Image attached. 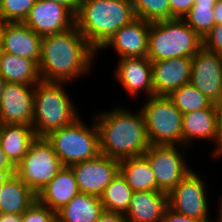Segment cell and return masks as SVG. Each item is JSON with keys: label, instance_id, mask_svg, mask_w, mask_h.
<instances>
[{"label": "cell", "instance_id": "39", "mask_svg": "<svg viewBox=\"0 0 222 222\" xmlns=\"http://www.w3.org/2000/svg\"><path fill=\"white\" fill-rule=\"evenodd\" d=\"M215 113L218 119V125L222 132V91L220 92L217 99L213 102Z\"/></svg>", "mask_w": 222, "mask_h": 222}, {"label": "cell", "instance_id": "34", "mask_svg": "<svg viewBox=\"0 0 222 222\" xmlns=\"http://www.w3.org/2000/svg\"><path fill=\"white\" fill-rule=\"evenodd\" d=\"M170 19H182L194 5V0H169Z\"/></svg>", "mask_w": 222, "mask_h": 222}, {"label": "cell", "instance_id": "16", "mask_svg": "<svg viewBox=\"0 0 222 222\" xmlns=\"http://www.w3.org/2000/svg\"><path fill=\"white\" fill-rule=\"evenodd\" d=\"M114 68L116 80L134 99L141 93L147 98L154 95L152 63L148 57L121 58Z\"/></svg>", "mask_w": 222, "mask_h": 222}, {"label": "cell", "instance_id": "8", "mask_svg": "<svg viewBox=\"0 0 222 222\" xmlns=\"http://www.w3.org/2000/svg\"><path fill=\"white\" fill-rule=\"evenodd\" d=\"M64 168L45 137H36L16 166V175L36 195Z\"/></svg>", "mask_w": 222, "mask_h": 222}, {"label": "cell", "instance_id": "33", "mask_svg": "<svg viewBox=\"0 0 222 222\" xmlns=\"http://www.w3.org/2000/svg\"><path fill=\"white\" fill-rule=\"evenodd\" d=\"M203 46L222 55V24L215 25L203 39Z\"/></svg>", "mask_w": 222, "mask_h": 222}, {"label": "cell", "instance_id": "27", "mask_svg": "<svg viewBox=\"0 0 222 222\" xmlns=\"http://www.w3.org/2000/svg\"><path fill=\"white\" fill-rule=\"evenodd\" d=\"M133 190L120 173L108 184L101 198L104 210L125 214L132 199Z\"/></svg>", "mask_w": 222, "mask_h": 222}, {"label": "cell", "instance_id": "41", "mask_svg": "<svg viewBox=\"0 0 222 222\" xmlns=\"http://www.w3.org/2000/svg\"><path fill=\"white\" fill-rule=\"evenodd\" d=\"M215 25L222 24V0H218L214 6Z\"/></svg>", "mask_w": 222, "mask_h": 222}, {"label": "cell", "instance_id": "30", "mask_svg": "<svg viewBox=\"0 0 222 222\" xmlns=\"http://www.w3.org/2000/svg\"><path fill=\"white\" fill-rule=\"evenodd\" d=\"M136 18L156 22L170 20L169 0H131Z\"/></svg>", "mask_w": 222, "mask_h": 222}, {"label": "cell", "instance_id": "14", "mask_svg": "<svg viewBox=\"0 0 222 222\" xmlns=\"http://www.w3.org/2000/svg\"><path fill=\"white\" fill-rule=\"evenodd\" d=\"M213 142L211 157L222 158V132L214 108L200 109L183 114L182 146L190 147L196 140Z\"/></svg>", "mask_w": 222, "mask_h": 222}, {"label": "cell", "instance_id": "13", "mask_svg": "<svg viewBox=\"0 0 222 222\" xmlns=\"http://www.w3.org/2000/svg\"><path fill=\"white\" fill-rule=\"evenodd\" d=\"M35 85L5 82L0 98V125L32 126Z\"/></svg>", "mask_w": 222, "mask_h": 222}, {"label": "cell", "instance_id": "15", "mask_svg": "<svg viewBox=\"0 0 222 222\" xmlns=\"http://www.w3.org/2000/svg\"><path fill=\"white\" fill-rule=\"evenodd\" d=\"M191 59L190 84L214 102L222 91V55L203 46Z\"/></svg>", "mask_w": 222, "mask_h": 222}, {"label": "cell", "instance_id": "45", "mask_svg": "<svg viewBox=\"0 0 222 222\" xmlns=\"http://www.w3.org/2000/svg\"><path fill=\"white\" fill-rule=\"evenodd\" d=\"M4 178H0V194L3 188Z\"/></svg>", "mask_w": 222, "mask_h": 222}, {"label": "cell", "instance_id": "24", "mask_svg": "<svg viewBox=\"0 0 222 222\" xmlns=\"http://www.w3.org/2000/svg\"><path fill=\"white\" fill-rule=\"evenodd\" d=\"M119 173L126 183L136 191H158V185L149 160L144 156H135L121 160Z\"/></svg>", "mask_w": 222, "mask_h": 222}, {"label": "cell", "instance_id": "6", "mask_svg": "<svg viewBox=\"0 0 222 222\" xmlns=\"http://www.w3.org/2000/svg\"><path fill=\"white\" fill-rule=\"evenodd\" d=\"M81 117L45 136L64 167L92 160L101 154L99 131L94 118L91 119L92 125L88 126Z\"/></svg>", "mask_w": 222, "mask_h": 222}, {"label": "cell", "instance_id": "4", "mask_svg": "<svg viewBox=\"0 0 222 222\" xmlns=\"http://www.w3.org/2000/svg\"><path fill=\"white\" fill-rule=\"evenodd\" d=\"M66 84L69 83L40 81L35 85L32 127L37 137H45L81 116Z\"/></svg>", "mask_w": 222, "mask_h": 222}, {"label": "cell", "instance_id": "38", "mask_svg": "<svg viewBox=\"0 0 222 222\" xmlns=\"http://www.w3.org/2000/svg\"><path fill=\"white\" fill-rule=\"evenodd\" d=\"M52 2H57L67 8H69L75 15L78 12L80 6V0H48Z\"/></svg>", "mask_w": 222, "mask_h": 222}, {"label": "cell", "instance_id": "43", "mask_svg": "<svg viewBox=\"0 0 222 222\" xmlns=\"http://www.w3.org/2000/svg\"><path fill=\"white\" fill-rule=\"evenodd\" d=\"M5 25H6V22L0 18V48H2V44H3V35H4Z\"/></svg>", "mask_w": 222, "mask_h": 222}, {"label": "cell", "instance_id": "11", "mask_svg": "<svg viewBox=\"0 0 222 222\" xmlns=\"http://www.w3.org/2000/svg\"><path fill=\"white\" fill-rule=\"evenodd\" d=\"M120 161L100 154L71 165L80 193L101 197L108 184L119 174Z\"/></svg>", "mask_w": 222, "mask_h": 222}, {"label": "cell", "instance_id": "3", "mask_svg": "<svg viewBox=\"0 0 222 222\" xmlns=\"http://www.w3.org/2000/svg\"><path fill=\"white\" fill-rule=\"evenodd\" d=\"M134 19L131 0H80L75 25L98 52L120 28Z\"/></svg>", "mask_w": 222, "mask_h": 222}, {"label": "cell", "instance_id": "21", "mask_svg": "<svg viewBox=\"0 0 222 222\" xmlns=\"http://www.w3.org/2000/svg\"><path fill=\"white\" fill-rule=\"evenodd\" d=\"M167 206L163 191H136L124 216L127 222H160Z\"/></svg>", "mask_w": 222, "mask_h": 222}, {"label": "cell", "instance_id": "10", "mask_svg": "<svg viewBox=\"0 0 222 222\" xmlns=\"http://www.w3.org/2000/svg\"><path fill=\"white\" fill-rule=\"evenodd\" d=\"M193 169L167 194L168 207L188 217L210 220L208 187Z\"/></svg>", "mask_w": 222, "mask_h": 222}, {"label": "cell", "instance_id": "26", "mask_svg": "<svg viewBox=\"0 0 222 222\" xmlns=\"http://www.w3.org/2000/svg\"><path fill=\"white\" fill-rule=\"evenodd\" d=\"M103 211L100 197L79 193L57 212V220L59 222H96Z\"/></svg>", "mask_w": 222, "mask_h": 222}, {"label": "cell", "instance_id": "28", "mask_svg": "<svg viewBox=\"0 0 222 222\" xmlns=\"http://www.w3.org/2000/svg\"><path fill=\"white\" fill-rule=\"evenodd\" d=\"M218 0H194V5L182 18L202 39L215 26L214 6Z\"/></svg>", "mask_w": 222, "mask_h": 222}, {"label": "cell", "instance_id": "5", "mask_svg": "<svg viewBox=\"0 0 222 222\" xmlns=\"http://www.w3.org/2000/svg\"><path fill=\"white\" fill-rule=\"evenodd\" d=\"M203 47V39L183 20L150 22L147 57L151 62L192 58Z\"/></svg>", "mask_w": 222, "mask_h": 222}, {"label": "cell", "instance_id": "19", "mask_svg": "<svg viewBox=\"0 0 222 222\" xmlns=\"http://www.w3.org/2000/svg\"><path fill=\"white\" fill-rule=\"evenodd\" d=\"M42 36L23 22H6L2 51L33 60L37 65L41 56Z\"/></svg>", "mask_w": 222, "mask_h": 222}, {"label": "cell", "instance_id": "18", "mask_svg": "<svg viewBox=\"0 0 222 222\" xmlns=\"http://www.w3.org/2000/svg\"><path fill=\"white\" fill-rule=\"evenodd\" d=\"M151 63L154 95L168 96L182 85L190 83L192 65L190 57H178Z\"/></svg>", "mask_w": 222, "mask_h": 222}, {"label": "cell", "instance_id": "32", "mask_svg": "<svg viewBox=\"0 0 222 222\" xmlns=\"http://www.w3.org/2000/svg\"><path fill=\"white\" fill-rule=\"evenodd\" d=\"M57 213L36 201L23 214L21 222H56Z\"/></svg>", "mask_w": 222, "mask_h": 222}, {"label": "cell", "instance_id": "22", "mask_svg": "<svg viewBox=\"0 0 222 222\" xmlns=\"http://www.w3.org/2000/svg\"><path fill=\"white\" fill-rule=\"evenodd\" d=\"M36 137L33 127L30 125H0V145L15 167L21 162Z\"/></svg>", "mask_w": 222, "mask_h": 222}, {"label": "cell", "instance_id": "40", "mask_svg": "<svg viewBox=\"0 0 222 222\" xmlns=\"http://www.w3.org/2000/svg\"><path fill=\"white\" fill-rule=\"evenodd\" d=\"M22 214L0 213V222H21Z\"/></svg>", "mask_w": 222, "mask_h": 222}, {"label": "cell", "instance_id": "1", "mask_svg": "<svg viewBox=\"0 0 222 222\" xmlns=\"http://www.w3.org/2000/svg\"><path fill=\"white\" fill-rule=\"evenodd\" d=\"M98 55L76 25L67 31L43 36L38 63L41 81L71 84L74 79L89 75L90 70L93 72Z\"/></svg>", "mask_w": 222, "mask_h": 222}, {"label": "cell", "instance_id": "23", "mask_svg": "<svg viewBox=\"0 0 222 222\" xmlns=\"http://www.w3.org/2000/svg\"><path fill=\"white\" fill-rule=\"evenodd\" d=\"M37 201V195L16 175L4 177L0 213L23 214Z\"/></svg>", "mask_w": 222, "mask_h": 222}, {"label": "cell", "instance_id": "31", "mask_svg": "<svg viewBox=\"0 0 222 222\" xmlns=\"http://www.w3.org/2000/svg\"><path fill=\"white\" fill-rule=\"evenodd\" d=\"M36 0H1L0 18L5 22H24Z\"/></svg>", "mask_w": 222, "mask_h": 222}, {"label": "cell", "instance_id": "20", "mask_svg": "<svg viewBox=\"0 0 222 222\" xmlns=\"http://www.w3.org/2000/svg\"><path fill=\"white\" fill-rule=\"evenodd\" d=\"M79 193L72 169L64 167L37 194V201L57 213Z\"/></svg>", "mask_w": 222, "mask_h": 222}, {"label": "cell", "instance_id": "9", "mask_svg": "<svg viewBox=\"0 0 222 222\" xmlns=\"http://www.w3.org/2000/svg\"><path fill=\"white\" fill-rule=\"evenodd\" d=\"M181 148V149H180ZM184 148V149H183ZM189 149L178 145H150L143 154L152 167L158 191L169 193L192 169L185 155ZM185 152V153H184ZM187 159V160H186Z\"/></svg>", "mask_w": 222, "mask_h": 222}, {"label": "cell", "instance_id": "44", "mask_svg": "<svg viewBox=\"0 0 222 222\" xmlns=\"http://www.w3.org/2000/svg\"><path fill=\"white\" fill-rule=\"evenodd\" d=\"M4 84H5V80H4V78L0 75V98H1V94H2V90H3Z\"/></svg>", "mask_w": 222, "mask_h": 222}, {"label": "cell", "instance_id": "12", "mask_svg": "<svg viewBox=\"0 0 222 222\" xmlns=\"http://www.w3.org/2000/svg\"><path fill=\"white\" fill-rule=\"evenodd\" d=\"M23 23L43 37L75 26V14L57 2L36 0Z\"/></svg>", "mask_w": 222, "mask_h": 222}, {"label": "cell", "instance_id": "7", "mask_svg": "<svg viewBox=\"0 0 222 222\" xmlns=\"http://www.w3.org/2000/svg\"><path fill=\"white\" fill-rule=\"evenodd\" d=\"M145 100L139 108L145 119L150 145L182 146L183 114L171 99L165 95H153Z\"/></svg>", "mask_w": 222, "mask_h": 222}, {"label": "cell", "instance_id": "29", "mask_svg": "<svg viewBox=\"0 0 222 222\" xmlns=\"http://www.w3.org/2000/svg\"><path fill=\"white\" fill-rule=\"evenodd\" d=\"M168 97L182 114L214 108L213 102L190 83L172 91Z\"/></svg>", "mask_w": 222, "mask_h": 222}, {"label": "cell", "instance_id": "37", "mask_svg": "<svg viewBox=\"0 0 222 222\" xmlns=\"http://www.w3.org/2000/svg\"><path fill=\"white\" fill-rule=\"evenodd\" d=\"M96 222H127L124 214L104 210Z\"/></svg>", "mask_w": 222, "mask_h": 222}, {"label": "cell", "instance_id": "17", "mask_svg": "<svg viewBox=\"0 0 222 222\" xmlns=\"http://www.w3.org/2000/svg\"><path fill=\"white\" fill-rule=\"evenodd\" d=\"M150 22L136 18L120 28L97 52L113 48L121 58L147 57Z\"/></svg>", "mask_w": 222, "mask_h": 222}, {"label": "cell", "instance_id": "42", "mask_svg": "<svg viewBox=\"0 0 222 222\" xmlns=\"http://www.w3.org/2000/svg\"><path fill=\"white\" fill-rule=\"evenodd\" d=\"M221 194H222V193H221ZM218 198H219V199H218V200H219L218 202L220 203V204H219L220 206L218 205V207H219V209H218L219 213L217 214V215H218V216H217V219L215 218L216 221H214V219H213L212 222H222V195L219 196Z\"/></svg>", "mask_w": 222, "mask_h": 222}, {"label": "cell", "instance_id": "25", "mask_svg": "<svg viewBox=\"0 0 222 222\" xmlns=\"http://www.w3.org/2000/svg\"><path fill=\"white\" fill-rule=\"evenodd\" d=\"M0 75L5 82L36 85L41 81L38 65L28 58L2 51Z\"/></svg>", "mask_w": 222, "mask_h": 222}, {"label": "cell", "instance_id": "35", "mask_svg": "<svg viewBox=\"0 0 222 222\" xmlns=\"http://www.w3.org/2000/svg\"><path fill=\"white\" fill-rule=\"evenodd\" d=\"M211 220H205V219H196L192 217L185 216L183 214H180L170 207H166L162 216V219L160 222H212Z\"/></svg>", "mask_w": 222, "mask_h": 222}, {"label": "cell", "instance_id": "2", "mask_svg": "<svg viewBox=\"0 0 222 222\" xmlns=\"http://www.w3.org/2000/svg\"><path fill=\"white\" fill-rule=\"evenodd\" d=\"M137 111L131 112L119 103L109 110L94 112L102 155L121 161L142 156L148 150L145 119L142 111Z\"/></svg>", "mask_w": 222, "mask_h": 222}, {"label": "cell", "instance_id": "36", "mask_svg": "<svg viewBox=\"0 0 222 222\" xmlns=\"http://www.w3.org/2000/svg\"><path fill=\"white\" fill-rule=\"evenodd\" d=\"M0 173L3 176H11L16 173V167L8 159L0 145Z\"/></svg>", "mask_w": 222, "mask_h": 222}]
</instances>
